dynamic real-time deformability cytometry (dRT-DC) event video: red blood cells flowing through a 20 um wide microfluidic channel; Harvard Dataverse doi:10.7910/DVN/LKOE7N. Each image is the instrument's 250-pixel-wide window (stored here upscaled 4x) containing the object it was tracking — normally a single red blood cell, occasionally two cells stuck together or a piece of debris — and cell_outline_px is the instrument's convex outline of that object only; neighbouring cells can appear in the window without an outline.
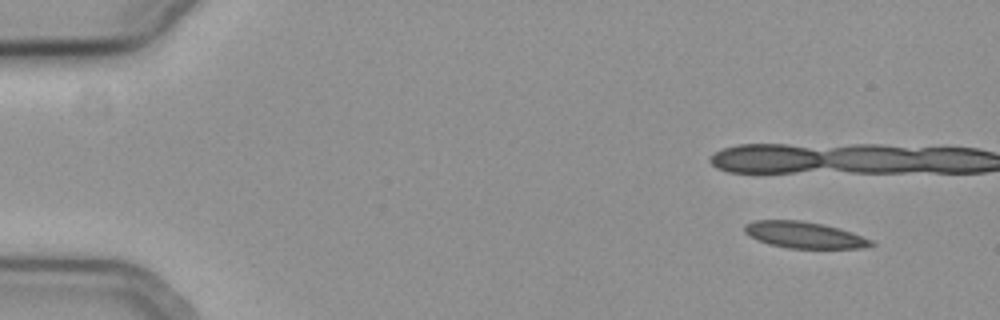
{"species": "common noctule bat (a hibernating species)", "species_latin": "Nyctalus noctula", "temperature_condition": "cold", "stored_images_in_passage": 28, "camera_frame_rate_fps": 3000, "um_per_image_px": 0.085, "animal": {"sex": "female", "body_mass_g": 19.3, "forearm_length_mm": 54.1}, "frame": {"image": 1, "passage_image": 1, "time_ms": 0.0, "image_size_px": [1000, 320], "cell_outline_px": [[876, 244], [860, 248], [788, 248], [768, 244], [744, 232], [744, 224], [756, 220], [800, 220], [824, 224], [840, 228], [852, 232], [872, 240]], "centroid_in_image_um": [68.38, 19.96], "position_along_channel_um": 16.6, "area_um2": 19.42}}